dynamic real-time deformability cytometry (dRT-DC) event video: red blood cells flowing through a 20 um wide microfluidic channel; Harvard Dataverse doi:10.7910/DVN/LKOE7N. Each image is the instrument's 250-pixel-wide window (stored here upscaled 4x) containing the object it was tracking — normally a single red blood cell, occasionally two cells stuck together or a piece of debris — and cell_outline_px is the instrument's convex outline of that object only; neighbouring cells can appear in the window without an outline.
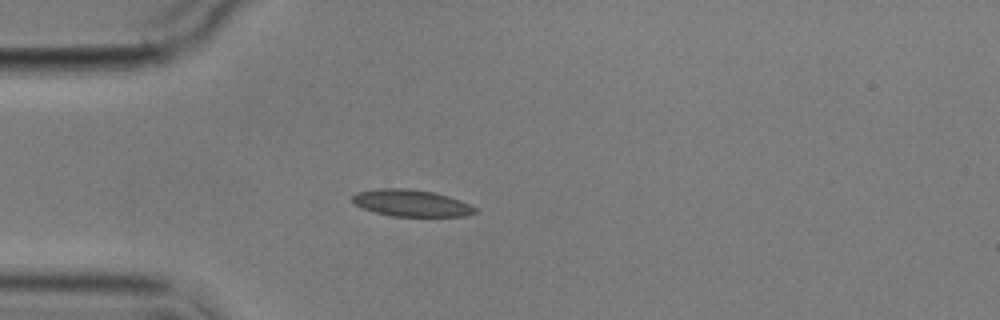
{"species": "common noctule bat (a hibernating species)", "species_latin": "Nyctalus noctula", "temperature_condition": "cold", "stored_images_in_passage": 4, "camera_frame_rate_fps": 3000, "um_per_image_px": 0.085, "animal": {"sex": "male", "body_mass_g": 17.9}, "frame": {"image": 1, "passage_image": 4, "time_ms": 5.0, "image_size_px": [1000, 320], "cell_outline_px": [[476, 212], [464, 216], [392, 216], [376, 212], [364, 208], [356, 204], [352, 200], [352, 196], [356, 192], [376, 188], [408, 188], [432, 192], [448, 196], [460, 200], [476, 208]], "centroid_in_image_um": [34.94, 17.25], "position_along_channel_um": 50.1, "area_um2": 18.96}}